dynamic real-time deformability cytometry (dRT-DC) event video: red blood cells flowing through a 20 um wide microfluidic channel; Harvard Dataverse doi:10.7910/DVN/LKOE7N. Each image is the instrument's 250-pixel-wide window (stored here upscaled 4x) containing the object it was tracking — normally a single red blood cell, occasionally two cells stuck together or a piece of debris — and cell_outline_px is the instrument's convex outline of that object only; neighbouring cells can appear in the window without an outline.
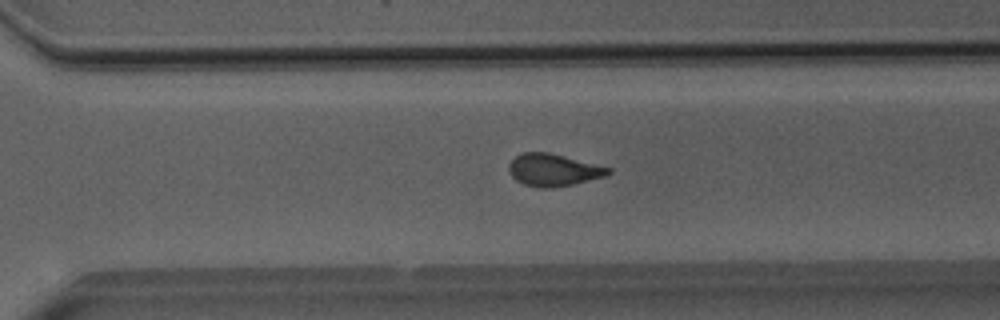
{"species": "Egyptian fruit bat (a non-hibernating species)", "species_latin": "Rousettus aegyptiacus", "temperature_condition": "room temperature", "stored_images_in_passage": 34, "camera_frame_rate_fps": 3000, "um_per_image_px": 0.085, "animal": {"sex": "male"}, "frame": {"image": 1, "passage_image": 25, "time_ms": 8.0, "image_size_px": [1000, 320], "cell_outline_px": [[612, 172], [604, 176], [572, 184], [548, 188], [540, 188], [524, 184], [516, 180], [512, 176], [508, 168], [508, 164], [516, 156], [524, 152], [548, 152], [612, 168]], "centroid_in_image_um": [47.02, 14.44], "position_along_channel_um": 323.6, "area_um2": 18.44}}
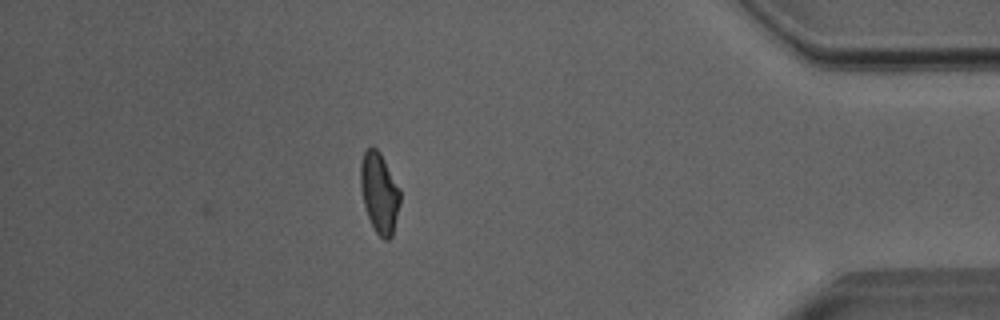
{"frame": {"image": 2, "passage_image": 34, "time_ms": 11.0, "image_size_px": [1000, 320], "cell_outline_px": [[400, 204], [392, 236], [388, 240], [384, 240], [376, 232], [368, 216], [364, 204], [360, 188], [360, 164], [364, 152], [372, 144], [380, 152], [400, 188]], "centroid_in_image_um": [32.25, 16.36], "position_along_channel_um": 403.0, "area_um2": 18.61}, "authors_computed_cell_mechanics": {"area_um2": 18.785, "velocity_mm_per_s": 4.0345, "shape_relaxation_time_tau1_ms": null, "shape_relaxation_time_tau2_ms": 1.3124, "deformation_change_tau1": null, "deformation_change_tau2": 0.0738}}